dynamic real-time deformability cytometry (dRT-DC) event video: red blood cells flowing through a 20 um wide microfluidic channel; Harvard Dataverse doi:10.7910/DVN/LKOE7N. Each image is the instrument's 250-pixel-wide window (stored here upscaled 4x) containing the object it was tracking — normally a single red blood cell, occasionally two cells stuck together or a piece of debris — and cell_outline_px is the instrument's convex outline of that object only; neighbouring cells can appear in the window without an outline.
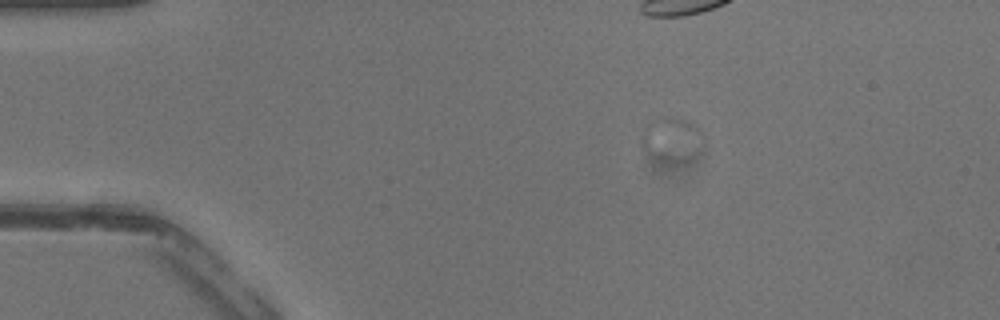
{"species": "common noctule bat (a hibernating species)", "species_latin": "Nyctalus noctula", "temperature_condition": "warm", "stored_images_in_passage": 44, "camera_frame_rate_fps": 3000, "um_per_image_px": 0.085, "animal": {"sex": "male", "body_mass_g": 13.3}, "frame": {"image": 1, "passage_image": 9, "time_ms": 2.667, "image_size_px": [1000, 320], "cell_outline_px": [[696, 128], [688, 160], [680, 164], [672, 164], [656, 160], [640, 144], [640, 140], [644, 128], [652, 120], [660, 116], [680, 116], [696, 120]], "centroid_in_image_um": [56.89, 11.78], "position_along_channel_um": 28.1, "area_um2": 15.2}}
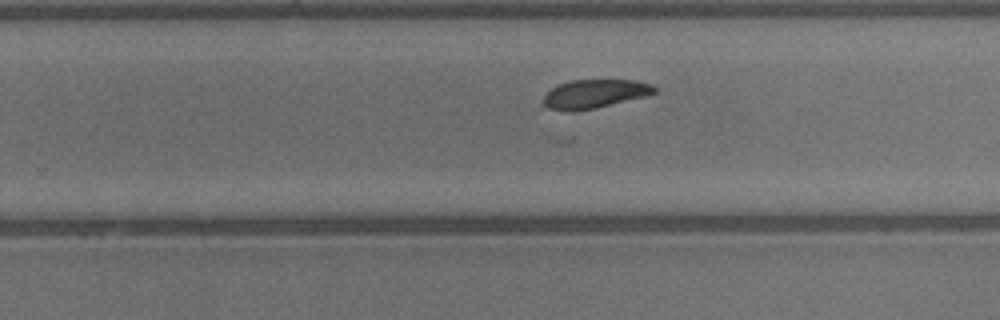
{"frame": {"image": 2, "passage_image": 29, "time_ms": 9.333, "image_size_px": [1000, 320], "cell_outline_px": [[656, 92], [644, 96], [596, 108], [572, 112], [568, 112], [548, 108], [544, 104], [544, 96], [552, 88], [560, 84], [572, 80], [636, 80], [652, 84], [656, 88]], "centroid_in_image_um": [50.54, 7.98], "position_along_channel_um": 279.3, "area_um2": 18.44}}